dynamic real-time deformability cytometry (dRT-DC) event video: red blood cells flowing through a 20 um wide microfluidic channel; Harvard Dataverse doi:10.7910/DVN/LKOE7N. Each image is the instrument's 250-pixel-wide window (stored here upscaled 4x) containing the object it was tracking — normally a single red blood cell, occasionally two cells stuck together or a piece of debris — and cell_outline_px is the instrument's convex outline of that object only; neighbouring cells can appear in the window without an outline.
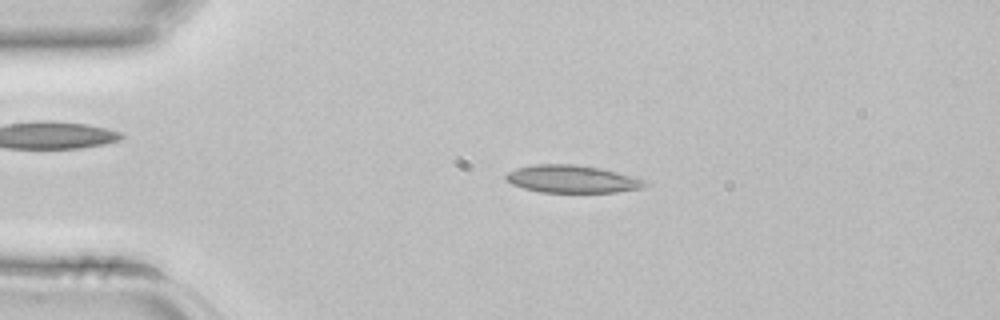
{"species": "common noctule bat (a hibernating species)", "species_latin": "Nyctalus noctula", "temperature_condition": "room temperature", "stored_images_in_passage": 3, "camera_frame_rate_fps": 3000, "um_per_image_px": 0.085, "animal": {"sex": "female", "body_mass_g": 22.7, "forearm_length_mm": 54.2}, "frame": {"image": 1, "passage_image": 2, "time_ms": 0.333, "image_size_px": [1000, 320], "cell_outline_px": [[648, 184], [640, 188], [616, 192], [540, 192], [524, 188], [512, 184], [504, 176], [508, 172], [516, 168], [536, 164], [572, 164], [600, 168], [648, 180]], "centroid_in_image_um": [48.63, 15.21], "position_along_channel_um": 36.4, "area_um2": 22.2}}